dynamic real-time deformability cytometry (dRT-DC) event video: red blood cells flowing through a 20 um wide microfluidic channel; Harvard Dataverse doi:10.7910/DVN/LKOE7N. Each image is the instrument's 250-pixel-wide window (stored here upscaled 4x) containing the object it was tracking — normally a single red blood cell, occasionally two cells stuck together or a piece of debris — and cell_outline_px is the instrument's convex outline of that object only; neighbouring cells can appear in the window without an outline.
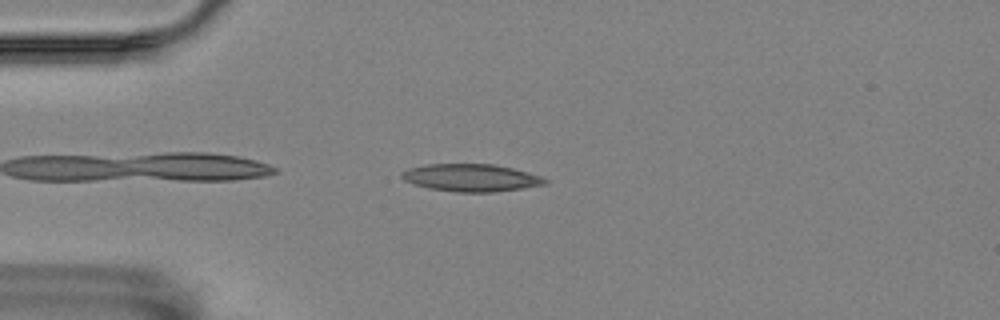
{"species": "Egyptian fruit bat (a non-hibernating species)", "species_latin": "Rousettus aegyptiacus", "temperature_condition": "room temperature", "stored_images_in_passage": 43, "camera_frame_rate_fps": 3000, "um_per_image_px": 0.085, "animal": {"sex": "female"}, "frame": {"image": 1, "passage_image": 3, "time_ms": 0.667, "image_size_px": [1000, 320], "cell_outline_px": [[548, 184], [492, 192], [456, 192], [428, 188], [404, 180], [400, 176], [400, 172], [408, 168], [424, 164], [492, 164], [512, 168], [528, 172], [540, 176], [548, 180]], "centroid_in_image_um": [40.01, 15.1], "position_along_channel_um": 45.0, "area_um2": 22.89}}
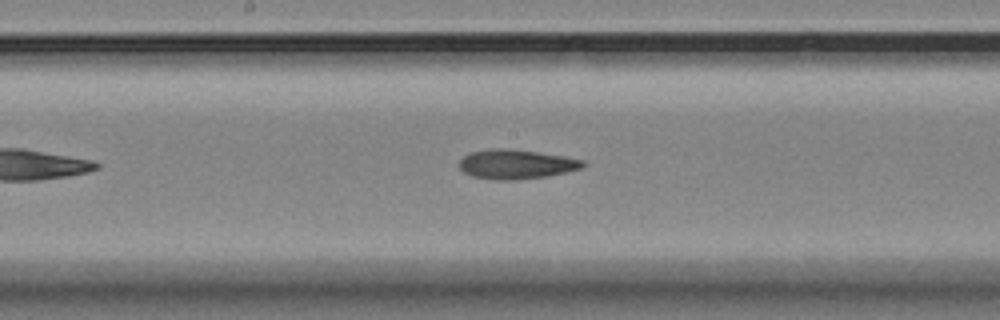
{"frame": {"image": 2, "passage_image": 18, "time_ms": 5.667, "image_size_px": [1000, 320], "cell_outline_px": [[588, 164], [584, 168], [544, 176], [516, 180], [496, 180], [472, 176], [464, 172], [460, 168], [460, 160], [464, 156], [472, 152], [496, 148], [500, 148], [536, 152], [564, 156], [584, 160]], "centroid_in_image_um": [43.91, 13.97], "position_along_channel_um": 204.3, "area_um2": 20.92}}
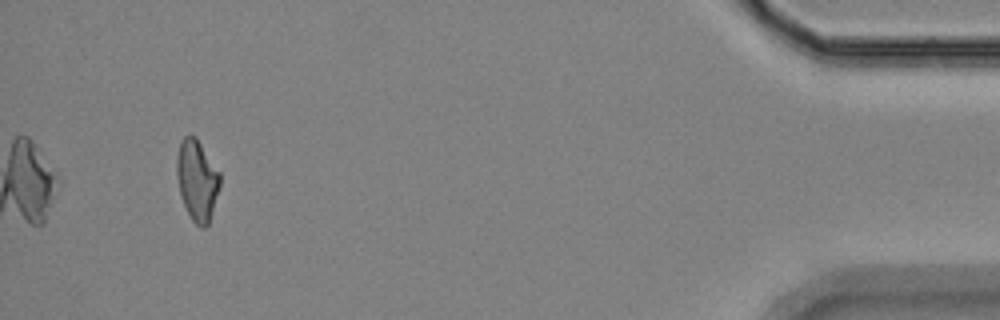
{"frame": {"image": 3, "passage_image": 42, "time_ms": 13.667, "image_size_px": [1000, 320], "cell_outline_px": [[220, 184], [208, 224], [204, 228], [200, 228], [192, 220], [184, 204], [180, 192], [176, 172], [176, 156], [180, 140], [188, 132], [196, 136], [220, 172]], "centroid_in_image_um": [16.73, 15.24], "position_along_channel_um": 418.5, "area_um2": 20.4}}